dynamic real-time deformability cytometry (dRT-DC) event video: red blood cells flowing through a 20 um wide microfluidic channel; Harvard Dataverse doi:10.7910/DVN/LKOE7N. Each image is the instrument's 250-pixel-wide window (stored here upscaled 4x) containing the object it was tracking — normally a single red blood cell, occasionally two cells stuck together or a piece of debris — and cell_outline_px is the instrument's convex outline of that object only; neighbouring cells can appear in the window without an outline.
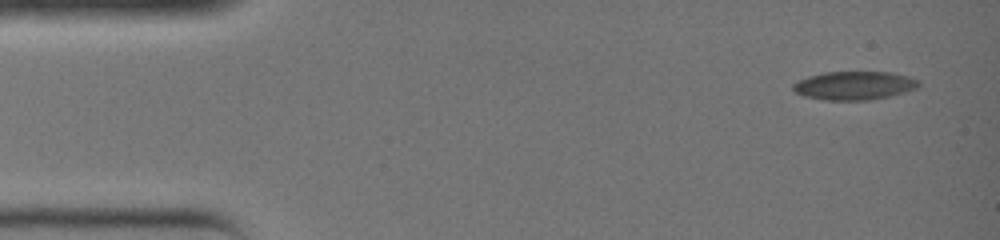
{"species": "common noctule bat (a hibernating species)", "species_latin": "Nyctalus noctula", "temperature_condition": "warm", "stored_images_in_passage": 36, "camera_frame_rate_fps": 3000, "um_per_image_px": 0.085, "animal": {"sex": "female", "body_mass_g": 19.0, "forearm_length_mm": 51.5}, "frame": {"image": 1, "passage_image": 1, "time_ms": 0.0, "image_size_px": [1000, 240], "cell_outline_px": [[920, 84], [916, 88], [904, 92], [888, 96], [868, 100], [824, 100], [804, 96], [796, 92], [792, 88], [792, 84], [808, 76], [824, 72], [892, 72], [908, 76], [920, 80]], "centroid_in_image_um": [72.61, 7.26], "position_along_channel_um": 12.4, "area_um2": 20.81}}
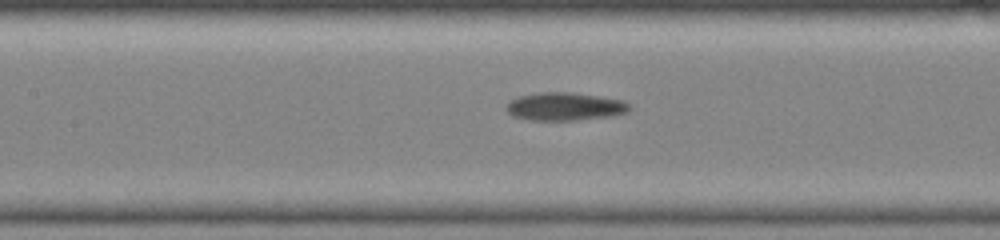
{"frame": {"image": 2, "passage_image": 16, "time_ms": 5.0, "image_size_px": [1000, 240], "cell_outline_px": [[632, 104], [628, 112], [612, 116], [576, 120], [528, 120], [512, 116], [504, 108], [508, 100], [520, 96], [536, 92], [572, 92], [600, 96], [624, 100]], "centroid_in_image_um": [48.0, 9.05], "position_along_channel_um": 159.4, "area_um2": 20.52}}
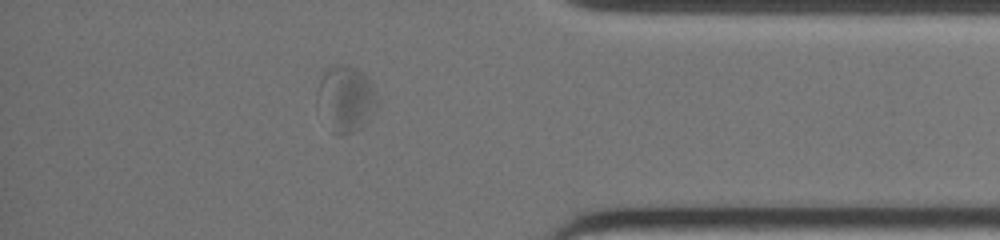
{"frame": {"image": 3, "passage_image": 31, "time_ms": 10.0, "image_size_px": [1000, 240], "cell_outline_px": [[380, 104], [360, 128], [356, 132], [332, 132], [316, 104], [316, 88], [324, 72], [332, 68], [356, 68], [364, 72]], "centroid_in_image_um": [29.38, 8.42], "position_along_channel_um": 405.8, "area_um2": 22.37}}